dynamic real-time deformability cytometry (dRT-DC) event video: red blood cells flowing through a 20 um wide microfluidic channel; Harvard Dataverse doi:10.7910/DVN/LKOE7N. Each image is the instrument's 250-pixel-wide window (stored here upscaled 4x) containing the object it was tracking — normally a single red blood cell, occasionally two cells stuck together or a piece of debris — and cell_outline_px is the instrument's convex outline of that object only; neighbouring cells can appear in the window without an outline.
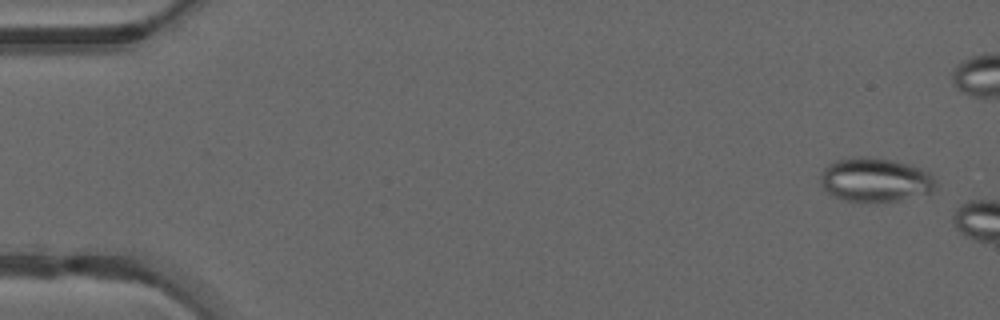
{"species": "common noctule bat (a hibernating species)", "species_latin": "Nyctalus noctula", "temperature_condition": "warm", "stored_images_in_passage": 6, "camera_frame_rate_fps": 3000, "um_per_image_px": 0.085, "animal": {"sex": "male", "forearm_length_mm": 52.5}, "frame": {"image": 1, "passage_image": 2, "time_ms": 0.333, "image_size_px": [1000, 320], "cell_outline_px": [[936, 188], [932, 192], [900, 200], [860, 204], [836, 196], [828, 192], [820, 184], [820, 176], [824, 168], [828, 164], [836, 160], [860, 156], [864, 156], [892, 160], [908, 164], [920, 168], [928, 172], [936, 180]], "centroid_in_image_um": [74.39, 15.3], "position_along_channel_um": 10.6, "area_um2": 29.82}}